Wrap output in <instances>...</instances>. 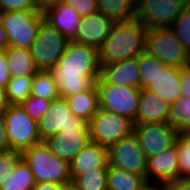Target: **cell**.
<instances>
[{
  "mask_svg": "<svg viewBox=\"0 0 190 190\" xmlns=\"http://www.w3.org/2000/svg\"><path fill=\"white\" fill-rule=\"evenodd\" d=\"M20 104L34 120L39 121L49 109L51 100L29 95Z\"/></svg>",
  "mask_w": 190,
  "mask_h": 190,
  "instance_id": "cell-34",
  "label": "cell"
},
{
  "mask_svg": "<svg viewBox=\"0 0 190 190\" xmlns=\"http://www.w3.org/2000/svg\"><path fill=\"white\" fill-rule=\"evenodd\" d=\"M44 18V13L39 10L0 12V22L6 30L9 46L30 49Z\"/></svg>",
  "mask_w": 190,
  "mask_h": 190,
  "instance_id": "cell-6",
  "label": "cell"
},
{
  "mask_svg": "<svg viewBox=\"0 0 190 190\" xmlns=\"http://www.w3.org/2000/svg\"><path fill=\"white\" fill-rule=\"evenodd\" d=\"M147 29L136 17L114 22L98 50L100 65L137 57L145 50Z\"/></svg>",
  "mask_w": 190,
  "mask_h": 190,
  "instance_id": "cell-2",
  "label": "cell"
},
{
  "mask_svg": "<svg viewBox=\"0 0 190 190\" xmlns=\"http://www.w3.org/2000/svg\"><path fill=\"white\" fill-rule=\"evenodd\" d=\"M171 28L176 33L184 49L190 55V5L176 18Z\"/></svg>",
  "mask_w": 190,
  "mask_h": 190,
  "instance_id": "cell-33",
  "label": "cell"
},
{
  "mask_svg": "<svg viewBox=\"0 0 190 190\" xmlns=\"http://www.w3.org/2000/svg\"><path fill=\"white\" fill-rule=\"evenodd\" d=\"M94 84L100 108L125 116L133 122L135 121L141 95L140 87L118 85L106 81L102 76Z\"/></svg>",
  "mask_w": 190,
  "mask_h": 190,
  "instance_id": "cell-5",
  "label": "cell"
},
{
  "mask_svg": "<svg viewBox=\"0 0 190 190\" xmlns=\"http://www.w3.org/2000/svg\"><path fill=\"white\" fill-rule=\"evenodd\" d=\"M35 184L34 174L29 165L21 158L0 190H33Z\"/></svg>",
  "mask_w": 190,
  "mask_h": 190,
  "instance_id": "cell-25",
  "label": "cell"
},
{
  "mask_svg": "<svg viewBox=\"0 0 190 190\" xmlns=\"http://www.w3.org/2000/svg\"><path fill=\"white\" fill-rule=\"evenodd\" d=\"M140 73L138 57L101 65V76L118 85L140 87Z\"/></svg>",
  "mask_w": 190,
  "mask_h": 190,
  "instance_id": "cell-19",
  "label": "cell"
},
{
  "mask_svg": "<svg viewBox=\"0 0 190 190\" xmlns=\"http://www.w3.org/2000/svg\"><path fill=\"white\" fill-rule=\"evenodd\" d=\"M31 95L53 100L59 97L58 86L49 70L39 69L32 79Z\"/></svg>",
  "mask_w": 190,
  "mask_h": 190,
  "instance_id": "cell-27",
  "label": "cell"
},
{
  "mask_svg": "<svg viewBox=\"0 0 190 190\" xmlns=\"http://www.w3.org/2000/svg\"><path fill=\"white\" fill-rule=\"evenodd\" d=\"M162 184L165 190H190V179L177 178Z\"/></svg>",
  "mask_w": 190,
  "mask_h": 190,
  "instance_id": "cell-40",
  "label": "cell"
},
{
  "mask_svg": "<svg viewBox=\"0 0 190 190\" xmlns=\"http://www.w3.org/2000/svg\"><path fill=\"white\" fill-rule=\"evenodd\" d=\"M12 150L8 139L7 131L5 128L4 120L0 112V152Z\"/></svg>",
  "mask_w": 190,
  "mask_h": 190,
  "instance_id": "cell-41",
  "label": "cell"
},
{
  "mask_svg": "<svg viewBox=\"0 0 190 190\" xmlns=\"http://www.w3.org/2000/svg\"><path fill=\"white\" fill-rule=\"evenodd\" d=\"M133 132L147 158L174 145L179 133L178 128L168 122L134 125Z\"/></svg>",
  "mask_w": 190,
  "mask_h": 190,
  "instance_id": "cell-13",
  "label": "cell"
},
{
  "mask_svg": "<svg viewBox=\"0 0 190 190\" xmlns=\"http://www.w3.org/2000/svg\"><path fill=\"white\" fill-rule=\"evenodd\" d=\"M108 168H97L79 174L72 184L79 190H108L107 189Z\"/></svg>",
  "mask_w": 190,
  "mask_h": 190,
  "instance_id": "cell-31",
  "label": "cell"
},
{
  "mask_svg": "<svg viewBox=\"0 0 190 190\" xmlns=\"http://www.w3.org/2000/svg\"><path fill=\"white\" fill-rule=\"evenodd\" d=\"M22 160L30 167L36 183L57 182L72 183L69 163L54 155L42 142L20 152Z\"/></svg>",
  "mask_w": 190,
  "mask_h": 190,
  "instance_id": "cell-3",
  "label": "cell"
},
{
  "mask_svg": "<svg viewBox=\"0 0 190 190\" xmlns=\"http://www.w3.org/2000/svg\"><path fill=\"white\" fill-rule=\"evenodd\" d=\"M189 0H136L134 17L147 28L171 27Z\"/></svg>",
  "mask_w": 190,
  "mask_h": 190,
  "instance_id": "cell-11",
  "label": "cell"
},
{
  "mask_svg": "<svg viewBox=\"0 0 190 190\" xmlns=\"http://www.w3.org/2000/svg\"><path fill=\"white\" fill-rule=\"evenodd\" d=\"M21 159V154L16 150L0 152V187L12 174L16 163Z\"/></svg>",
  "mask_w": 190,
  "mask_h": 190,
  "instance_id": "cell-35",
  "label": "cell"
},
{
  "mask_svg": "<svg viewBox=\"0 0 190 190\" xmlns=\"http://www.w3.org/2000/svg\"><path fill=\"white\" fill-rule=\"evenodd\" d=\"M179 178L177 143L147 158L145 180L147 183H165Z\"/></svg>",
  "mask_w": 190,
  "mask_h": 190,
  "instance_id": "cell-14",
  "label": "cell"
},
{
  "mask_svg": "<svg viewBox=\"0 0 190 190\" xmlns=\"http://www.w3.org/2000/svg\"><path fill=\"white\" fill-rule=\"evenodd\" d=\"M71 112L78 118L90 120L99 109L95 84L89 89L65 97Z\"/></svg>",
  "mask_w": 190,
  "mask_h": 190,
  "instance_id": "cell-23",
  "label": "cell"
},
{
  "mask_svg": "<svg viewBox=\"0 0 190 190\" xmlns=\"http://www.w3.org/2000/svg\"><path fill=\"white\" fill-rule=\"evenodd\" d=\"M64 190H79L76 186H74L72 183L66 185Z\"/></svg>",
  "mask_w": 190,
  "mask_h": 190,
  "instance_id": "cell-47",
  "label": "cell"
},
{
  "mask_svg": "<svg viewBox=\"0 0 190 190\" xmlns=\"http://www.w3.org/2000/svg\"><path fill=\"white\" fill-rule=\"evenodd\" d=\"M168 123L178 128L179 132L190 133V99L181 96L171 103Z\"/></svg>",
  "mask_w": 190,
  "mask_h": 190,
  "instance_id": "cell-30",
  "label": "cell"
},
{
  "mask_svg": "<svg viewBox=\"0 0 190 190\" xmlns=\"http://www.w3.org/2000/svg\"><path fill=\"white\" fill-rule=\"evenodd\" d=\"M1 114L12 150L21 152L42 142L38 121L34 120L21 104H7Z\"/></svg>",
  "mask_w": 190,
  "mask_h": 190,
  "instance_id": "cell-4",
  "label": "cell"
},
{
  "mask_svg": "<svg viewBox=\"0 0 190 190\" xmlns=\"http://www.w3.org/2000/svg\"><path fill=\"white\" fill-rule=\"evenodd\" d=\"M114 21L107 18L103 13L96 12L83 16L79 25L74 42L93 47L97 50L103 45L109 35Z\"/></svg>",
  "mask_w": 190,
  "mask_h": 190,
  "instance_id": "cell-16",
  "label": "cell"
},
{
  "mask_svg": "<svg viewBox=\"0 0 190 190\" xmlns=\"http://www.w3.org/2000/svg\"><path fill=\"white\" fill-rule=\"evenodd\" d=\"M70 5L81 17L98 12L97 0H64Z\"/></svg>",
  "mask_w": 190,
  "mask_h": 190,
  "instance_id": "cell-36",
  "label": "cell"
},
{
  "mask_svg": "<svg viewBox=\"0 0 190 190\" xmlns=\"http://www.w3.org/2000/svg\"><path fill=\"white\" fill-rule=\"evenodd\" d=\"M42 141L54 155L69 163L91 142V138L89 131L65 130L52 134Z\"/></svg>",
  "mask_w": 190,
  "mask_h": 190,
  "instance_id": "cell-15",
  "label": "cell"
},
{
  "mask_svg": "<svg viewBox=\"0 0 190 190\" xmlns=\"http://www.w3.org/2000/svg\"><path fill=\"white\" fill-rule=\"evenodd\" d=\"M39 11L45 12L48 8L55 6L64 0H35Z\"/></svg>",
  "mask_w": 190,
  "mask_h": 190,
  "instance_id": "cell-43",
  "label": "cell"
},
{
  "mask_svg": "<svg viewBox=\"0 0 190 190\" xmlns=\"http://www.w3.org/2000/svg\"><path fill=\"white\" fill-rule=\"evenodd\" d=\"M98 12L114 22L134 17L136 0H97Z\"/></svg>",
  "mask_w": 190,
  "mask_h": 190,
  "instance_id": "cell-26",
  "label": "cell"
},
{
  "mask_svg": "<svg viewBox=\"0 0 190 190\" xmlns=\"http://www.w3.org/2000/svg\"><path fill=\"white\" fill-rule=\"evenodd\" d=\"M11 79L8 62L6 59V49L0 51V86L5 89L7 82Z\"/></svg>",
  "mask_w": 190,
  "mask_h": 190,
  "instance_id": "cell-39",
  "label": "cell"
},
{
  "mask_svg": "<svg viewBox=\"0 0 190 190\" xmlns=\"http://www.w3.org/2000/svg\"><path fill=\"white\" fill-rule=\"evenodd\" d=\"M171 103L147 88H141L134 125L168 122Z\"/></svg>",
  "mask_w": 190,
  "mask_h": 190,
  "instance_id": "cell-17",
  "label": "cell"
},
{
  "mask_svg": "<svg viewBox=\"0 0 190 190\" xmlns=\"http://www.w3.org/2000/svg\"><path fill=\"white\" fill-rule=\"evenodd\" d=\"M179 159V178L190 179V133L179 132L176 138Z\"/></svg>",
  "mask_w": 190,
  "mask_h": 190,
  "instance_id": "cell-32",
  "label": "cell"
},
{
  "mask_svg": "<svg viewBox=\"0 0 190 190\" xmlns=\"http://www.w3.org/2000/svg\"><path fill=\"white\" fill-rule=\"evenodd\" d=\"M69 42L67 37L44 18L30 48L36 66L42 70H49L57 64Z\"/></svg>",
  "mask_w": 190,
  "mask_h": 190,
  "instance_id": "cell-8",
  "label": "cell"
},
{
  "mask_svg": "<svg viewBox=\"0 0 190 190\" xmlns=\"http://www.w3.org/2000/svg\"><path fill=\"white\" fill-rule=\"evenodd\" d=\"M8 47L9 44H8L6 30L4 29L2 23L0 22V51H3Z\"/></svg>",
  "mask_w": 190,
  "mask_h": 190,
  "instance_id": "cell-44",
  "label": "cell"
},
{
  "mask_svg": "<svg viewBox=\"0 0 190 190\" xmlns=\"http://www.w3.org/2000/svg\"><path fill=\"white\" fill-rule=\"evenodd\" d=\"M146 88L169 103H173L181 97L180 68L167 66L165 70L160 71L158 76Z\"/></svg>",
  "mask_w": 190,
  "mask_h": 190,
  "instance_id": "cell-21",
  "label": "cell"
},
{
  "mask_svg": "<svg viewBox=\"0 0 190 190\" xmlns=\"http://www.w3.org/2000/svg\"><path fill=\"white\" fill-rule=\"evenodd\" d=\"M33 76H15L7 82L5 99L7 104H20L31 95Z\"/></svg>",
  "mask_w": 190,
  "mask_h": 190,
  "instance_id": "cell-28",
  "label": "cell"
},
{
  "mask_svg": "<svg viewBox=\"0 0 190 190\" xmlns=\"http://www.w3.org/2000/svg\"><path fill=\"white\" fill-rule=\"evenodd\" d=\"M6 59L11 77L34 76L39 70L30 49L9 46Z\"/></svg>",
  "mask_w": 190,
  "mask_h": 190,
  "instance_id": "cell-22",
  "label": "cell"
},
{
  "mask_svg": "<svg viewBox=\"0 0 190 190\" xmlns=\"http://www.w3.org/2000/svg\"><path fill=\"white\" fill-rule=\"evenodd\" d=\"M60 97L89 89L101 76L98 50L70 41L57 64L49 69Z\"/></svg>",
  "mask_w": 190,
  "mask_h": 190,
  "instance_id": "cell-1",
  "label": "cell"
},
{
  "mask_svg": "<svg viewBox=\"0 0 190 190\" xmlns=\"http://www.w3.org/2000/svg\"><path fill=\"white\" fill-rule=\"evenodd\" d=\"M134 123L129 118L100 108L89 120V134L92 142L110 147L121 138L133 132Z\"/></svg>",
  "mask_w": 190,
  "mask_h": 190,
  "instance_id": "cell-9",
  "label": "cell"
},
{
  "mask_svg": "<svg viewBox=\"0 0 190 190\" xmlns=\"http://www.w3.org/2000/svg\"><path fill=\"white\" fill-rule=\"evenodd\" d=\"M108 164V147L91 141L69 162L72 181L86 171L108 168Z\"/></svg>",
  "mask_w": 190,
  "mask_h": 190,
  "instance_id": "cell-18",
  "label": "cell"
},
{
  "mask_svg": "<svg viewBox=\"0 0 190 190\" xmlns=\"http://www.w3.org/2000/svg\"><path fill=\"white\" fill-rule=\"evenodd\" d=\"M41 139L65 130L89 131V120L74 116L65 97L51 100L49 109L38 121Z\"/></svg>",
  "mask_w": 190,
  "mask_h": 190,
  "instance_id": "cell-10",
  "label": "cell"
},
{
  "mask_svg": "<svg viewBox=\"0 0 190 190\" xmlns=\"http://www.w3.org/2000/svg\"><path fill=\"white\" fill-rule=\"evenodd\" d=\"M7 105L6 99H5V89L0 86V112L3 110V108Z\"/></svg>",
  "mask_w": 190,
  "mask_h": 190,
  "instance_id": "cell-46",
  "label": "cell"
},
{
  "mask_svg": "<svg viewBox=\"0 0 190 190\" xmlns=\"http://www.w3.org/2000/svg\"><path fill=\"white\" fill-rule=\"evenodd\" d=\"M10 10H38L35 0H0V12Z\"/></svg>",
  "mask_w": 190,
  "mask_h": 190,
  "instance_id": "cell-37",
  "label": "cell"
},
{
  "mask_svg": "<svg viewBox=\"0 0 190 190\" xmlns=\"http://www.w3.org/2000/svg\"><path fill=\"white\" fill-rule=\"evenodd\" d=\"M108 156L109 165L142 174L145 177L147 157L134 132L112 144L108 148Z\"/></svg>",
  "mask_w": 190,
  "mask_h": 190,
  "instance_id": "cell-12",
  "label": "cell"
},
{
  "mask_svg": "<svg viewBox=\"0 0 190 190\" xmlns=\"http://www.w3.org/2000/svg\"><path fill=\"white\" fill-rule=\"evenodd\" d=\"M141 190H165L163 184L147 183Z\"/></svg>",
  "mask_w": 190,
  "mask_h": 190,
  "instance_id": "cell-45",
  "label": "cell"
},
{
  "mask_svg": "<svg viewBox=\"0 0 190 190\" xmlns=\"http://www.w3.org/2000/svg\"><path fill=\"white\" fill-rule=\"evenodd\" d=\"M147 181L142 174L129 172L114 165L108 164V190H141Z\"/></svg>",
  "mask_w": 190,
  "mask_h": 190,
  "instance_id": "cell-24",
  "label": "cell"
},
{
  "mask_svg": "<svg viewBox=\"0 0 190 190\" xmlns=\"http://www.w3.org/2000/svg\"><path fill=\"white\" fill-rule=\"evenodd\" d=\"M66 185L57 182H38L33 187V190H64Z\"/></svg>",
  "mask_w": 190,
  "mask_h": 190,
  "instance_id": "cell-42",
  "label": "cell"
},
{
  "mask_svg": "<svg viewBox=\"0 0 190 190\" xmlns=\"http://www.w3.org/2000/svg\"><path fill=\"white\" fill-rule=\"evenodd\" d=\"M145 51L168 66L183 67L190 64V55L171 27L148 28Z\"/></svg>",
  "mask_w": 190,
  "mask_h": 190,
  "instance_id": "cell-7",
  "label": "cell"
},
{
  "mask_svg": "<svg viewBox=\"0 0 190 190\" xmlns=\"http://www.w3.org/2000/svg\"><path fill=\"white\" fill-rule=\"evenodd\" d=\"M181 96L190 99V64L180 68Z\"/></svg>",
  "mask_w": 190,
  "mask_h": 190,
  "instance_id": "cell-38",
  "label": "cell"
},
{
  "mask_svg": "<svg viewBox=\"0 0 190 190\" xmlns=\"http://www.w3.org/2000/svg\"><path fill=\"white\" fill-rule=\"evenodd\" d=\"M140 67V88H146L168 65L162 63L157 57L147 51L141 52L138 56Z\"/></svg>",
  "mask_w": 190,
  "mask_h": 190,
  "instance_id": "cell-29",
  "label": "cell"
},
{
  "mask_svg": "<svg viewBox=\"0 0 190 190\" xmlns=\"http://www.w3.org/2000/svg\"><path fill=\"white\" fill-rule=\"evenodd\" d=\"M43 13L45 19L70 41L77 36L82 17L70 5L62 1Z\"/></svg>",
  "mask_w": 190,
  "mask_h": 190,
  "instance_id": "cell-20",
  "label": "cell"
}]
</instances>
